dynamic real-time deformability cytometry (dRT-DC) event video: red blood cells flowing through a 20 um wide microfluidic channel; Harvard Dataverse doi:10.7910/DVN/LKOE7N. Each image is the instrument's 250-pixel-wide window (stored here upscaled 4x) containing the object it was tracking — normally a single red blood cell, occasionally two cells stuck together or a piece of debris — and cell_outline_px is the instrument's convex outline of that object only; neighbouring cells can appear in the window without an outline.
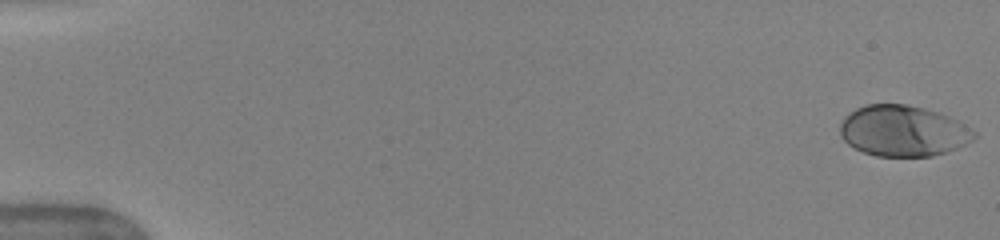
{"species": "human", "species_latin": "Homo sapiens", "temperature_condition": "warm", "stored_images_in_passage": 51, "camera_frame_rate_fps": 3000, "um_per_image_px": 0.085, "donor": {"sex": "female"}, "frame": {"image": 1, "passage_image": 1, "time_ms": 0.0, "image_size_px": [1000, 240], "cell_outline_px": [[976, 136], [972, 140], [956, 148], [932, 156], [876, 156], [864, 152], [848, 144], [840, 136], [840, 124], [844, 116], [856, 108], [864, 104], [904, 104], [924, 108], [940, 112], [964, 124], [976, 132]], "centroid_in_image_um": [76.73, 11.11], "position_along_channel_um": 8.3, "area_um2": 39.71}}
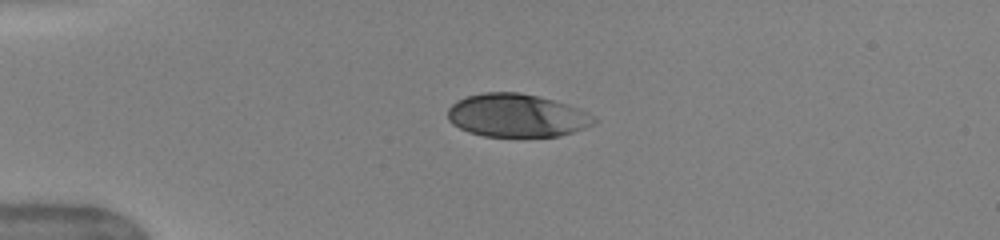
{"frame": {"image": 2, "passage_image": 13, "time_ms": 4.0, "image_size_px": [1000, 240], "cell_outline_px": [[596, 120], [592, 124], [572, 132], [560, 136], [484, 136], [468, 132], [452, 124], [448, 120], [448, 108], [456, 100], [468, 96], [484, 92], [520, 92], [568, 104], [580, 108], [596, 116]], "centroid_in_image_um": [43.91, 9.81], "position_along_channel_um": 41.1, "area_um2": 36.7}}
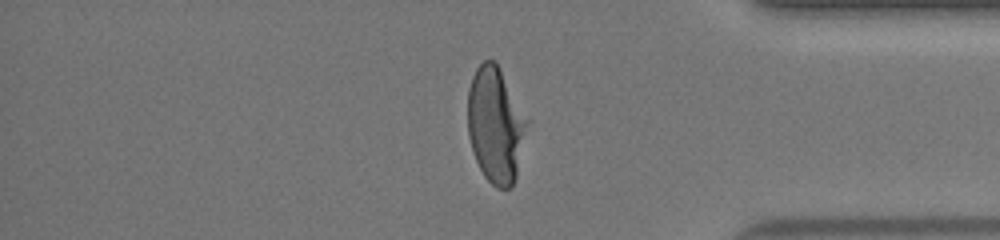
{"frame": {"image": 3, "passage_image": 43, "time_ms": 14.0, "image_size_px": [1000, 240], "cell_outline_px": [[528, 120], [516, 176], [512, 184], [508, 188], [496, 188], [484, 176], [476, 160], [468, 136], [468, 88], [472, 76], [476, 68], [484, 60], [492, 60], [500, 68]], "centroid_in_image_um": [42.1, 10.61], "position_along_channel_um": 393.1, "area_um2": 39.42}, "authors_computed_cell_mechanics": {"area_um2": 39.2462, "velocity_mm_per_s": 4.0379, "shape_relaxation_time_tau1_ms": 4.0378, "shape_relaxation_time_tau2_ms": null, "deformation_change_tau1": 0.1939, "deformation_change_tau2": null}}